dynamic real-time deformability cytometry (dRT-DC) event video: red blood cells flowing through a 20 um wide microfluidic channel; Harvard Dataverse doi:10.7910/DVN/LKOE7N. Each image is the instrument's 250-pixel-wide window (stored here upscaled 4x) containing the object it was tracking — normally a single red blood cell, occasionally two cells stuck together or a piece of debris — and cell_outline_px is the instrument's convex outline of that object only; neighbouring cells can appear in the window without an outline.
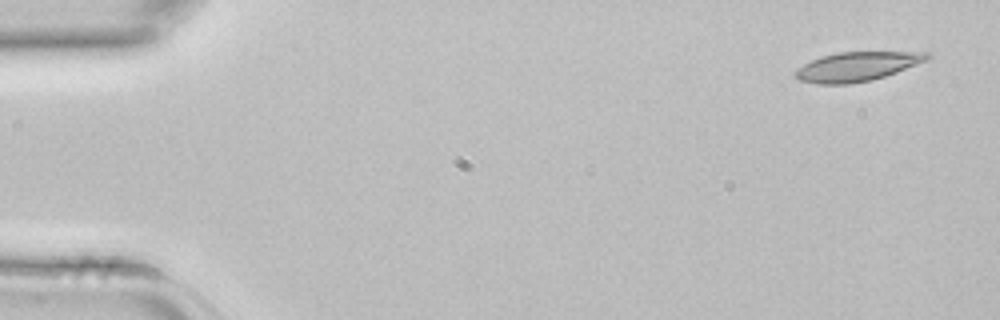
{"species": "common noctule bat (a hibernating species)", "species_latin": "Nyctalus noctula", "temperature_condition": "room temperature", "stored_images_in_passage": 4, "camera_frame_rate_fps": 3000, "um_per_image_px": 0.085, "animal": {"sex": "female", "body_mass_g": 22.7, "forearm_length_mm": 54.2}, "frame": {"image": 1, "passage_image": 1, "time_ms": 0.0, "image_size_px": [1000, 320], "cell_outline_px": [[932, 56], [928, 60], [896, 72], [872, 80], [848, 84], [816, 84], [800, 80], [792, 76], [792, 72], [796, 68], [820, 56], [836, 52], [928, 52]], "centroid_in_image_um": [72.79, 5.66], "position_along_channel_um": 12.2, "area_um2": 22.6}}